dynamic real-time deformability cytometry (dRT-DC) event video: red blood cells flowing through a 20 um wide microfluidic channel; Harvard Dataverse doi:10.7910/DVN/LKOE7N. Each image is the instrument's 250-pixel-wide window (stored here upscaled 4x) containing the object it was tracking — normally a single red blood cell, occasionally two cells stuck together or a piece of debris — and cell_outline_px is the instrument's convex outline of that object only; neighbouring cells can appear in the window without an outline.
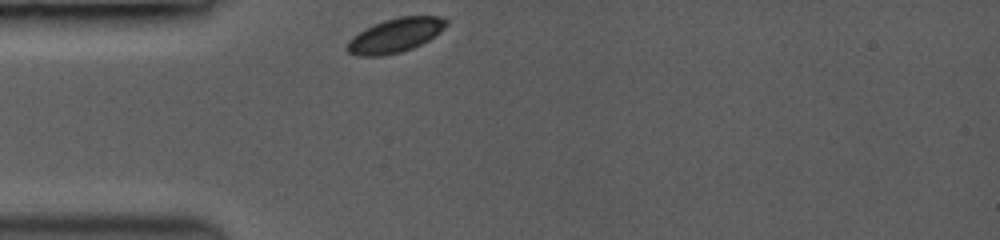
{"species": "common noctule bat (a hibernating species)", "species_latin": "Nyctalus noctula", "temperature_condition": "room temperature", "stored_images_in_passage": 35, "camera_frame_rate_fps": 3500, "um_per_image_px": 0.085, "animal": {"sex": "female", "body_mass_g": 19.0, "forearm_length_mm": 53.3}, "frame": {"image": 1, "passage_image": 1, "time_ms": 0.0, "image_size_px": [1000, 240], "cell_outline_px": [[448, 24], [440, 32], [428, 40], [412, 48], [400, 52], [380, 56], [360, 56], [348, 52], [344, 48], [348, 40], [352, 36], [384, 20], [400, 16], [444, 16], [448, 20]], "centroid_in_image_um": [33.61, 3.0], "position_along_channel_um": 51.4, "area_um2": 19.65}}
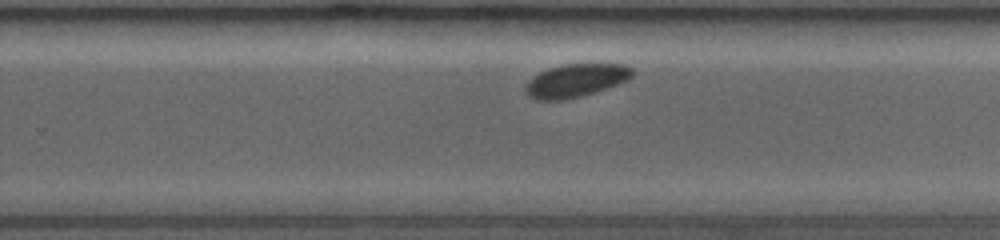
{"frame": {"image": 2, "passage_image": 23, "time_ms": 6.286, "image_size_px": [1000, 240], "cell_outline_px": [[632, 76], [616, 84], [592, 92], [560, 100], [540, 100], [528, 96], [524, 88], [540, 72], [564, 64], [624, 64], [632, 68]], "centroid_in_image_um": [48.94, 6.83], "position_along_channel_um": 280.9, "area_um2": 19.71}}
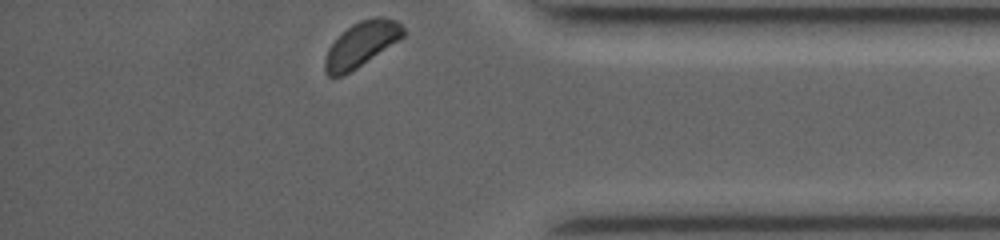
{"frame": {"image": 3, "passage_image": 35, "time_ms": 9.714, "image_size_px": [1000, 240], "cell_outline_px": [[404, 36], [344, 76], [328, 76], [324, 72], [324, 60], [328, 48], [352, 24], [360, 20], [376, 16], [380, 16], [396, 20], [404, 28]], "centroid_in_image_um": [30.69, 3.76], "position_along_channel_um": 404.5, "area_um2": 20.11}, "authors_computed_cell_mechanics": {"area_um2": 20.4612, "velocity_mm_per_s": 3.8261, "shape_relaxation_time_tau1_ms": 0.8369, "shape_relaxation_time_tau2_ms": null, "deformation_change_tau1": 0.0647, "deformation_change_tau2": null}}